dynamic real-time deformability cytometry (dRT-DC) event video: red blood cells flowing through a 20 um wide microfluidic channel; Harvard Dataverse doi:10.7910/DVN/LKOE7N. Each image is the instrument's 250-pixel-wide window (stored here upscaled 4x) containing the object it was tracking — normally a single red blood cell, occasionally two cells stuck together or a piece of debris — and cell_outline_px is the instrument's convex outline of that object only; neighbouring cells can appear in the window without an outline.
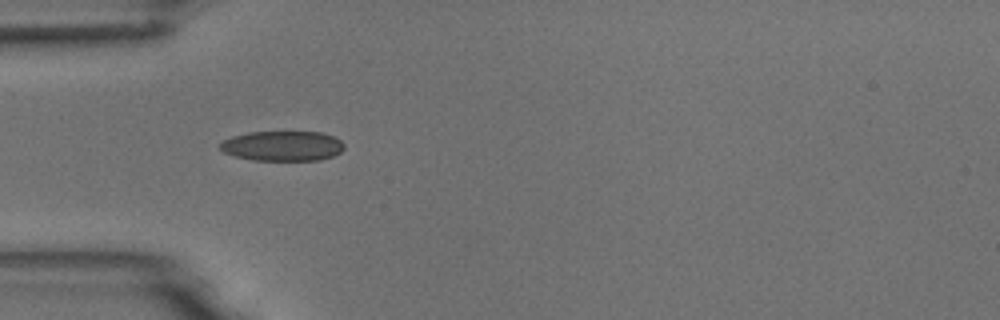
{"species": "common noctule bat (a hibernating species)", "species_latin": "Nyctalus noctula", "temperature_condition": "room temperature", "stored_images_in_passage": 6, "camera_frame_rate_fps": 3000, "um_per_image_px": 0.085, "animal": {"sex": "male", "body_mass_g": 18.8}, "frame": {"image": 1, "passage_image": 5, "time_ms": 1.333, "image_size_px": [1000, 320], "cell_outline_px": [[344, 148], [340, 152], [332, 156], [320, 160], [252, 160], [236, 156], [224, 152], [220, 148], [220, 144], [224, 140], [232, 136], [248, 132], [320, 132], [332, 136], [340, 140], [344, 144]], "centroid_in_image_um": [24.02, 12.4], "position_along_channel_um": 61.0, "area_um2": 21.56}}